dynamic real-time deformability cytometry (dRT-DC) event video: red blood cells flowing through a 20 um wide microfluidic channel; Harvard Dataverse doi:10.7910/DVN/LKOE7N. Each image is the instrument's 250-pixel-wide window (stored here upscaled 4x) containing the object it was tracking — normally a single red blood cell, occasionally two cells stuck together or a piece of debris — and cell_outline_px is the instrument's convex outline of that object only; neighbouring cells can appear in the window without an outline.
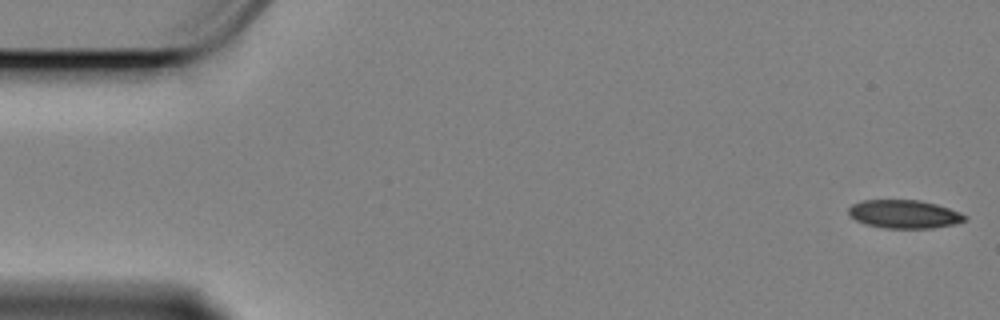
{"species": "Egyptian fruit bat (a non-hibernating species)", "species_latin": "Rousettus aegyptiacus", "temperature_condition": "cold", "stored_images_in_passage": 58, "camera_frame_rate_fps": 3000, "um_per_image_px": 0.085, "animal": {"sex": "female"}, "frame": {"image": 1, "passage_image": 1, "time_ms": 0.0, "image_size_px": [1000, 320], "cell_outline_px": [[964, 220], [952, 224], [928, 228], [888, 228], [864, 224], [848, 216], [848, 208], [852, 204], [864, 200], [920, 200], [936, 204], [948, 208], [964, 216]], "centroid_in_image_um": [76.75, 18.19], "position_along_channel_um": 8.3, "area_um2": 18.84}}
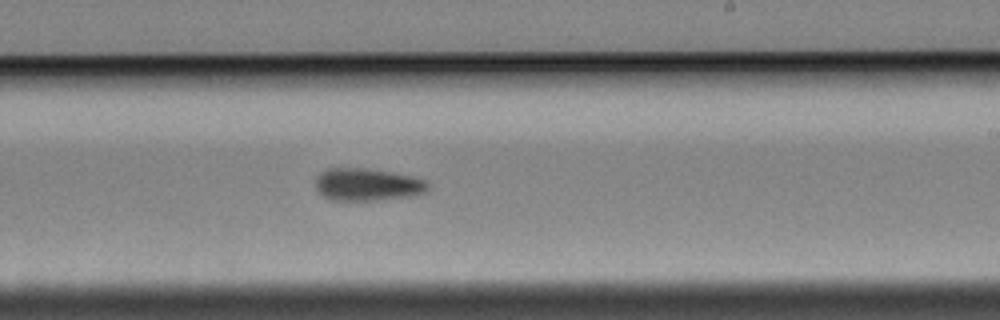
{"frame": {"image": 2, "passage_image": 34, "time_ms": 11.0, "image_size_px": [1000, 320], "cell_outline_px": [[428, 188], [424, 192], [412, 196], [372, 200], [332, 200], [324, 196], [316, 188], [316, 180], [328, 168], [364, 168], [388, 172], [408, 176], [424, 180], [428, 184]], "centroid_in_image_um": [31.21, 15.69], "position_along_channel_um": 257.8, "area_um2": 20.63}}
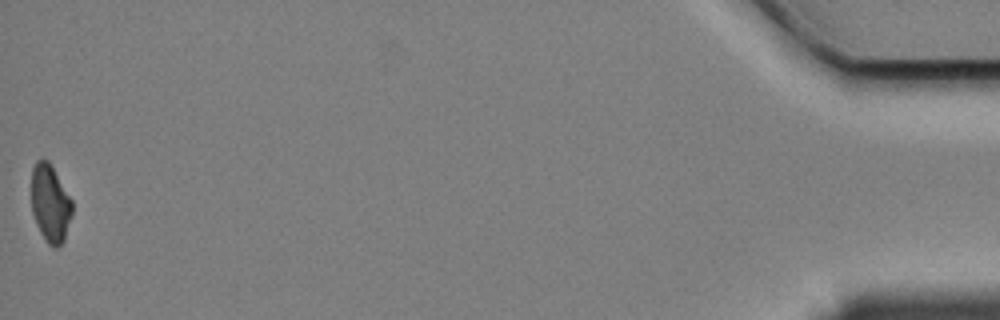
{"frame": {"image": 3, "passage_image": 58, "time_ms": 19.0, "image_size_px": [1000, 320], "cell_outline_px": [[72, 216], [64, 240], [56, 248], [52, 248], [48, 244], [40, 232], [36, 224], [32, 212], [32, 168], [36, 160], [48, 160], [72, 200]], "centroid_in_image_um": [4.27, 17.31], "position_along_channel_um": 430.9, "area_um2": 18.38}, "authors_computed_cell_mechanics": {"area_um2": 20.2011, "velocity_mm_per_s": 3.3914, "shape_relaxation_time_tau1_ms": 9.0486, "shape_relaxation_time_tau2_ms": null, "deformation_change_tau1": 0.1504, "deformation_change_tau2": null}}